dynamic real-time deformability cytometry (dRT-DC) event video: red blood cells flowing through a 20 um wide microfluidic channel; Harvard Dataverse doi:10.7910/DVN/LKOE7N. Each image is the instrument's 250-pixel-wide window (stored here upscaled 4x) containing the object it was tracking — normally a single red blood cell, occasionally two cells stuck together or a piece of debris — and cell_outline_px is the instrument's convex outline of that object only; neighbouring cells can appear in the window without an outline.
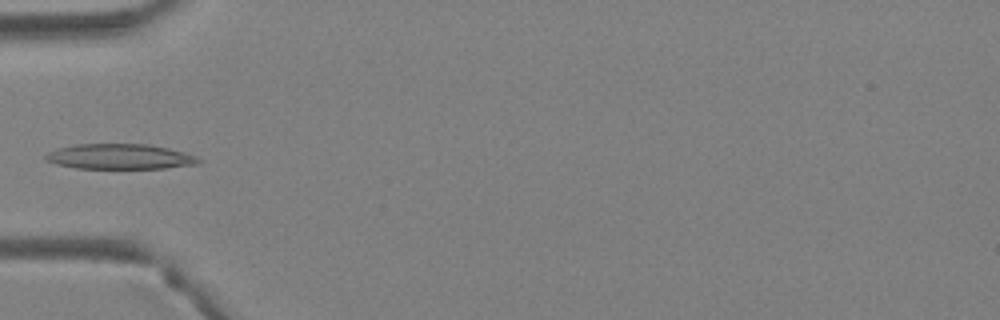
{"species": "Egyptian fruit bat (a non-hibernating species)", "species_latin": "Rousettus aegyptiacus", "temperature_condition": "warm", "stored_images_in_passage": 3, "camera_frame_rate_fps": 3000, "um_per_image_px": 0.085, "animal": {"sex": "female"}, "frame": {"image": 1, "passage_image": 3, "time_ms": 0.667, "image_size_px": [1000, 320], "cell_outline_px": [[204, 160], [200, 164], [164, 168], [76, 168], [56, 164], [48, 160], [44, 156], [48, 152], [60, 148], [76, 144], [148, 144], [168, 148], [184, 152], [196, 156]], "centroid_in_image_um": [10.25, 13.31], "position_along_channel_um": 74.7, "area_um2": 22.43}}